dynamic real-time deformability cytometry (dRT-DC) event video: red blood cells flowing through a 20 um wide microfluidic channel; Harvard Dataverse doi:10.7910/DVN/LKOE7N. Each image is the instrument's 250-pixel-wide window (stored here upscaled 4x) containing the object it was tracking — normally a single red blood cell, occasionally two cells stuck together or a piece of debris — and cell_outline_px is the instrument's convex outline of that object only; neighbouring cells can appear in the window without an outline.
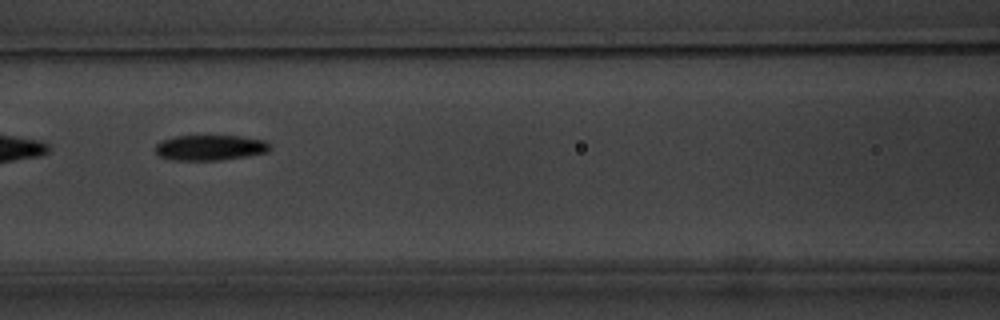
{"species": "common noctule bat (a hibernating species)", "species_latin": "Nyctalus noctula", "temperature_condition": "warm", "stored_images_in_passage": 10, "camera_frame_rate_fps": 3000, "um_per_image_px": 0.085, "animal": {"sex": "male", "body_mass_g": 20.1, "forearm_length_mm": 53.5}, "frame": {"image": 1, "passage_image": 7, "time_ms": 7.0, "image_size_px": [1000, 320], "cell_outline_px": [[272, 148], [268, 152], [248, 156], [220, 160], [172, 160], [160, 156], [156, 152], [156, 144], [160, 140], [176, 136], [240, 136], [264, 140]], "centroid_in_image_um": [17.86, 12.55], "position_along_channel_um": 148.7, "area_um2": 16.99}}